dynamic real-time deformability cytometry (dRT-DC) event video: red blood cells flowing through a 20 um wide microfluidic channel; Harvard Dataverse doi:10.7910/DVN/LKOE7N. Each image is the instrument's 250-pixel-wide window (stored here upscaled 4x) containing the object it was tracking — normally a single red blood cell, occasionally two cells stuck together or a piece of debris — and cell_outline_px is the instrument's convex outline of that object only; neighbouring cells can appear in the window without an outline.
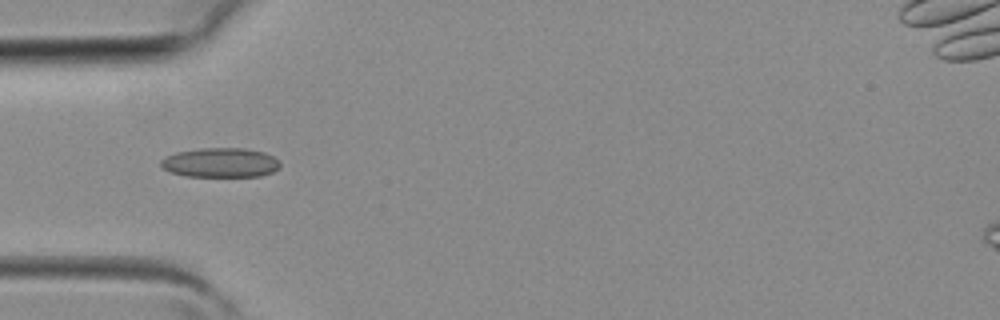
{"species": "common noctule bat (a hibernating species)", "species_latin": "Nyctalus noctula", "temperature_condition": "room temperature", "stored_images_in_passage": 3, "camera_frame_rate_fps": 3000, "um_per_image_px": 0.085, "animal": {"sex": "female", "body_mass_g": 19.3, "forearm_length_mm": 54.1}, "frame": {"image": 1, "passage_image": 3, "time_ms": 0.667, "image_size_px": [1000, 320], "cell_outline_px": [[280, 168], [272, 172], [260, 176], [188, 176], [172, 172], [164, 168], [160, 164], [160, 160], [176, 152], [200, 148], [244, 148], [264, 152], [280, 160]], "centroid_in_image_um": [18.78, 13.81], "position_along_channel_um": 66.2, "area_um2": 20.4}}